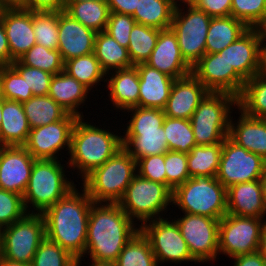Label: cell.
<instances>
[{"instance_id":"cell-1","label":"cell","mask_w":266,"mask_h":266,"mask_svg":"<svg viewBox=\"0 0 266 266\" xmlns=\"http://www.w3.org/2000/svg\"><path fill=\"white\" fill-rule=\"evenodd\" d=\"M118 203H93L90 208L87 240L82 257L92 265L111 266L124 246L140 230Z\"/></svg>"},{"instance_id":"cell-2","label":"cell","mask_w":266,"mask_h":266,"mask_svg":"<svg viewBox=\"0 0 266 266\" xmlns=\"http://www.w3.org/2000/svg\"><path fill=\"white\" fill-rule=\"evenodd\" d=\"M93 203L84 188L82 193L73 188L42 213L46 237L78 260L83 259L85 252L89 213Z\"/></svg>"},{"instance_id":"cell-3","label":"cell","mask_w":266,"mask_h":266,"mask_svg":"<svg viewBox=\"0 0 266 266\" xmlns=\"http://www.w3.org/2000/svg\"><path fill=\"white\" fill-rule=\"evenodd\" d=\"M83 121V117H78L73 127L67 168H77L84 179L123 146L121 135Z\"/></svg>"},{"instance_id":"cell-4","label":"cell","mask_w":266,"mask_h":266,"mask_svg":"<svg viewBox=\"0 0 266 266\" xmlns=\"http://www.w3.org/2000/svg\"><path fill=\"white\" fill-rule=\"evenodd\" d=\"M137 173L136 161L122 147L81 181L94 203H118Z\"/></svg>"},{"instance_id":"cell-5","label":"cell","mask_w":266,"mask_h":266,"mask_svg":"<svg viewBox=\"0 0 266 266\" xmlns=\"http://www.w3.org/2000/svg\"><path fill=\"white\" fill-rule=\"evenodd\" d=\"M60 161L35 159L28 186L23 194L28 213L42 214L76 187L74 182L66 177L63 170L65 164L62 165ZM28 206L36 211L33 209L28 211L30 209Z\"/></svg>"},{"instance_id":"cell-6","label":"cell","mask_w":266,"mask_h":266,"mask_svg":"<svg viewBox=\"0 0 266 266\" xmlns=\"http://www.w3.org/2000/svg\"><path fill=\"white\" fill-rule=\"evenodd\" d=\"M227 189L216 177H193L172 191V205L182 213L220 220L227 214Z\"/></svg>"},{"instance_id":"cell-7","label":"cell","mask_w":266,"mask_h":266,"mask_svg":"<svg viewBox=\"0 0 266 266\" xmlns=\"http://www.w3.org/2000/svg\"><path fill=\"white\" fill-rule=\"evenodd\" d=\"M237 98L229 93L208 92L190 118L196 145L222 143L228 136L232 106Z\"/></svg>"},{"instance_id":"cell-8","label":"cell","mask_w":266,"mask_h":266,"mask_svg":"<svg viewBox=\"0 0 266 266\" xmlns=\"http://www.w3.org/2000/svg\"><path fill=\"white\" fill-rule=\"evenodd\" d=\"M172 203V191L160 182H154L135 174L123 198L118 202L121 209L134 222L141 225L151 220L163 218V211Z\"/></svg>"},{"instance_id":"cell-9","label":"cell","mask_w":266,"mask_h":266,"mask_svg":"<svg viewBox=\"0 0 266 266\" xmlns=\"http://www.w3.org/2000/svg\"><path fill=\"white\" fill-rule=\"evenodd\" d=\"M45 237V221L42 214L28 213L22 219L2 229L0 256L31 265Z\"/></svg>"},{"instance_id":"cell-10","label":"cell","mask_w":266,"mask_h":266,"mask_svg":"<svg viewBox=\"0 0 266 266\" xmlns=\"http://www.w3.org/2000/svg\"><path fill=\"white\" fill-rule=\"evenodd\" d=\"M185 7L175 9L171 29L177 36L183 59L192 68L206 53V37L212 17L195 6ZM183 10H187L186 13Z\"/></svg>"},{"instance_id":"cell-11","label":"cell","mask_w":266,"mask_h":266,"mask_svg":"<svg viewBox=\"0 0 266 266\" xmlns=\"http://www.w3.org/2000/svg\"><path fill=\"white\" fill-rule=\"evenodd\" d=\"M264 218L226 214L219 222L218 251L229 258L258 251Z\"/></svg>"},{"instance_id":"cell-12","label":"cell","mask_w":266,"mask_h":266,"mask_svg":"<svg viewBox=\"0 0 266 266\" xmlns=\"http://www.w3.org/2000/svg\"><path fill=\"white\" fill-rule=\"evenodd\" d=\"M265 172L266 160L247 151L228 136L225 138L216 178L226 189L237 183L259 180Z\"/></svg>"},{"instance_id":"cell-13","label":"cell","mask_w":266,"mask_h":266,"mask_svg":"<svg viewBox=\"0 0 266 266\" xmlns=\"http://www.w3.org/2000/svg\"><path fill=\"white\" fill-rule=\"evenodd\" d=\"M140 231L148 239L158 264L165 262H197L192 256L177 223L159 218L141 225Z\"/></svg>"},{"instance_id":"cell-14","label":"cell","mask_w":266,"mask_h":266,"mask_svg":"<svg viewBox=\"0 0 266 266\" xmlns=\"http://www.w3.org/2000/svg\"><path fill=\"white\" fill-rule=\"evenodd\" d=\"M182 237L187 243L191 256L197 263L216 261L219 256V222L203 215L184 213L174 219Z\"/></svg>"},{"instance_id":"cell-15","label":"cell","mask_w":266,"mask_h":266,"mask_svg":"<svg viewBox=\"0 0 266 266\" xmlns=\"http://www.w3.org/2000/svg\"><path fill=\"white\" fill-rule=\"evenodd\" d=\"M78 117L68 114L63 120L30 129L27 143L24 147L35 159H54L60 150L71 147V135Z\"/></svg>"},{"instance_id":"cell-16","label":"cell","mask_w":266,"mask_h":266,"mask_svg":"<svg viewBox=\"0 0 266 266\" xmlns=\"http://www.w3.org/2000/svg\"><path fill=\"white\" fill-rule=\"evenodd\" d=\"M191 73L209 92L229 93L236 98L246 82L218 53H205L192 67Z\"/></svg>"},{"instance_id":"cell-17","label":"cell","mask_w":266,"mask_h":266,"mask_svg":"<svg viewBox=\"0 0 266 266\" xmlns=\"http://www.w3.org/2000/svg\"><path fill=\"white\" fill-rule=\"evenodd\" d=\"M34 162L24 146H0V188L23 196Z\"/></svg>"},{"instance_id":"cell-18","label":"cell","mask_w":266,"mask_h":266,"mask_svg":"<svg viewBox=\"0 0 266 266\" xmlns=\"http://www.w3.org/2000/svg\"><path fill=\"white\" fill-rule=\"evenodd\" d=\"M261 43L257 30L249 28L218 54L247 81L260 73Z\"/></svg>"},{"instance_id":"cell-19","label":"cell","mask_w":266,"mask_h":266,"mask_svg":"<svg viewBox=\"0 0 266 266\" xmlns=\"http://www.w3.org/2000/svg\"><path fill=\"white\" fill-rule=\"evenodd\" d=\"M96 34L65 11L58 12V51L64 62L93 53Z\"/></svg>"},{"instance_id":"cell-20","label":"cell","mask_w":266,"mask_h":266,"mask_svg":"<svg viewBox=\"0 0 266 266\" xmlns=\"http://www.w3.org/2000/svg\"><path fill=\"white\" fill-rule=\"evenodd\" d=\"M10 50V64L36 44L33 11L24 8L0 9Z\"/></svg>"},{"instance_id":"cell-21","label":"cell","mask_w":266,"mask_h":266,"mask_svg":"<svg viewBox=\"0 0 266 266\" xmlns=\"http://www.w3.org/2000/svg\"><path fill=\"white\" fill-rule=\"evenodd\" d=\"M146 64L174 79L186 77L192 72L181 55L177 36L171 27L159 31L156 46Z\"/></svg>"},{"instance_id":"cell-22","label":"cell","mask_w":266,"mask_h":266,"mask_svg":"<svg viewBox=\"0 0 266 266\" xmlns=\"http://www.w3.org/2000/svg\"><path fill=\"white\" fill-rule=\"evenodd\" d=\"M208 92L192 73L175 79L166 107L163 109L165 115L170 118L190 120L200 101Z\"/></svg>"},{"instance_id":"cell-23","label":"cell","mask_w":266,"mask_h":266,"mask_svg":"<svg viewBox=\"0 0 266 266\" xmlns=\"http://www.w3.org/2000/svg\"><path fill=\"white\" fill-rule=\"evenodd\" d=\"M227 214L264 218L266 207L260 179L227 188Z\"/></svg>"},{"instance_id":"cell-24","label":"cell","mask_w":266,"mask_h":266,"mask_svg":"<svg viewBox=\"0 0 266 266\" xmlns=\"http://www.w3.org/2000/svg\"><path fill=\"white\" fill-rule=\"evenodd\" d=\"M135 66L139 74V107L164 109L175 79L146 63Z\"/></svg>"},{"instance_id":"cell-25","label":"cell","mask_w":266,"mask_h":266,"mask_svg":"<svg viewBox=\"0 0 266 266\" xmlns=\"http://www.w3.org/2000/svg\"><path fill=\"white\" fill-rule=\"evenodd\" d=\"M240 113L238 122L233 123L230 118L228 137L266 160V119L248 116L242 110Z\"/></svg>"},{"instance_id":"cell-26","label":"cell","mask_w":266,"mask_h":266,"mask_svg":"<svg viewBox=\"0 0 266 266\" xmlns=\"http://www.w3.org/2000/svg\"><path fill=\"white\" fill-rule=\"evenodd\" d=\"M112 74L109 78H106L104 82H107V88L109 90L108 95L113 102V106L117 109L127 110L131 107H139V74L137 67L132 66L125 69H117L114 72L107 73Z\"/></svg>"},{"instance_id":"cell-27","label":"cell","mask_w":266,"mask_h":266,"mask_svg":"<svg viewBox=\"0 0 266 266\" xmlns=\"http://www.w3.org/2000/svg\"><path fill=\"white\" fill-rule=\"evenodd\" d=\"M88 93L89 90L85 86L63 70L52 76L48 96L69 114L84 117L78 110L86 101Z\"/></svg>"},{"instance_id":"cell-28","label":"cell","mask_w":266,"mask_h":266,"mask_svg":"<svg viewBox=\"0 0 266 266\" xmlns=\"http://www.w3.org/2000/svg\"><path fill=\"white\" fill-rule=\"evenodd\" d=\"M30 129L23 104L3 98L0 146H24Z\"/></svg>"},{"instance_id":"cell-29","label":"cell","mask_w":266,"mask_h":266,"mask_svg":"<svg viewBox=\"0 0 266 266\" xmlns=\"http://www.w3.org/2000/svg\"><path fill=\"white\" fill-rule=\"evenodd\" d=\"M124 134L122 146L135 161L169 151L163 126L149 130H126Z\"/></svg>"},{"instance_id":"cell-30","label":"cell","mask_w":266,"mask_h":266,"mask_svg":"<svg viewBox=\"0 0 266 266\" xmlns=\"http://www.w3.org/2000/svg\"><path fill=\"white\" fill-rule=\"evenodd\" d=\"M249 28L233 16L212 17L206 37V53H218L236 41Z\"/></svg>"},{"instance_id":"cell-31","label":"cell","mask_w":266,"mask_h":266,"mask_svg":"<svg viewBox=\"0 0 266 266\" xmlns=\"http://www.w3.org/2000/svg\"><path fill=\"white\" fill-rule=\"evenodd\" d=\"M94 54L106 74L111 72V70L134 66L129 57L128 49L121 46L105 31L97 32L96 34Z\"/></svg>"},{"instance_id":"cell-32","label":"cell","mask_w":266,"mask_h":266,"mask_svg":"<svg viewBox=\"0 0 266 266\" xmlns=\"http://www.w3.org/2000/svg\"><path fill=\"white\" fill-rule=\"evenodd\" d=\"M65 12L85 27L96 32L105 31L110 9L107 1H65Z\"/></svg>"},{"instance_id":"cell-33","label":"cell","mask_w":266,"mask_h":266,"mask_svg":"<svg viewBox=\"0 0 266 266\" xmlns=\"http://www.w3.org/2000/svg\"><path fill=\"white\" fill-rule=\"evenodd\" d=\"M222 143L196 145L187 154V166L190 178L216 177L222 154Z\"/></svg>"},{"instance_id":"cell-34","label":"cell","mask_w":266,"mask_h":266,"mask_svg":"<svg viewBox=\"0 0 266 266\" xmlns=\"http://www.w3.org/2000/svg\"><path fill=\"white\" fill-rule=\"evenodd\" d=\"M31 129L63 120L69 113L50 96H33L22 103Z\"/></svg>"},{"instance_id":"cell-35","label":"cell","mask_w":266,"mask_h":266,"mask_svg":"<svg viewBox=\"0 0 266 266\" xmlns=\"http://www.w3.org/2000/svg\"><path fill=\"white\" fill-rule=\"evenodd\" d=\"M174 11L169 0H138L132 17L136 23L161 30L171 27Z\"/></svg>"},{"instance_id":"cell-36","label":"cell","mask_w":266,"mask_h":266,"mask_svg":"<svg viewBox=\"0 0 266 266\" xmlns=\"http://www.w3.org/2000/svg\"><path fill=\"white\" fill-rule=\"evenodd\" d=\"M237 109L256 118L266 119V77L257 74L247 80L237 98Z\"/></svg>"},{"instance_id":"cell-37","label":"cell","mask_w":266,"mask_h":266,"mask_svg":"<svg viewBox=\"0 0 266 266\" xmlns=\"http://www.w3.org/2000/svg\"><path fill=\"white\" fill-rule=\"evenodd\" d=\"M64 71L77 79L89 91L94 85H98L108 77L101 68L100 62L96 59L94 52L80 57L71 58L64 63Z\"/></svg>"},{"instance_id":"cell-38","label":"cell","mask_w":266,"mask_h":266,"mask_svg":"<svg viewBox=\"0 0 266 266\" xmlns=\"http://www.w3.org/2000/svg\"><path fill=\"white\" fill-rule=\"evenodd\" d=\"M111 266H158L148 239L139 230Z\"/></svg>"},{"instance_id":"cell-39","label":"cell","mask_w":266,"mask_h":266,"mask_svg":"<svg viewBox=\"0 0 266 266\" xmlns=\"http://www.w3.org/2000/svg\"><path fill=\"white\" fill-rule=\"evenodd\" d=\"M160 29L148 27L135 23L130 33L128 54L132 64L135 66L146 63L156 46Z\"/></svg>"},{"instance_id":"cell-40","label":"cell","mask_w":266,"mask_h":266,"mask_svg":"<svg viewBox=\"0 0 266 266\" xmlns=\"http://www.w3.org/2000/svg\"><path fill=\"white\" fill-rule=\"evenodd\" d=\"M163 129L170 151L188 154L196 146L190 120L165 116Z\"/></svg>"},{"instance_id":"cell-41","label":"cell","mask_w":266,"mask_h":266,"mask_svg":"<svg viewBox=\"0 0 266 266\" xmlns=\"http://www.w3.org/2000/svg\"><path fill=\"white\" fill-rule=\"evenodd\" d=\"M23 65L41 69L53 75L64 70V61L58 49L35 44L18 59Z\"/></svg>"},{"instance_id":"cell-42","label":"cell","mask_w":266,"mask_h":266,"mask_svg":"<svg viewBox=\"0 0 266 266\" xmlns=\"http://www.w3.org/2000/svg\"><path fill=\"white\" fill-rule=\"evenodd\" d=\"M33 31L36 44L58 49V12L33 11Z\"/></svg>"},{"instance_id":"cell-43","label":"cell","mask_w":266,"mask_h":266,"mask_svg":"<svg viewBox=\"0 0 266 266\" xmlns=\"http://www.w3.org/2000/svg\"><path fill=\"white\" fill-rule=\"evenodd\" d=\"M77 261L70 252L45 237L34 255L31 266H75Z\"/></svg>"},{"instance_id":"cell-44","label":"cell","mask_w":266,"mask_h":266,"mask_svg":"<svg viewBox=\"0 0 266 266\" xmlns=\"http://www.w3.org/2000/svg\"><path fill=\"white\" fill-rule=\"evenodd\" d=\"M2 97L23 103L33 97L25 79L11 66H0Z\"/></svg>"},{"instance_id":"cell-45","label":"cell","mask_w":266,"mask_h":266,"mask_svg":"<svg viewBox=\"0 0 266 266\" xmlns=\"http://www.w3.org/2000/svg\"><path fill=\"white\" fill-rule=\"evenodd\" d=\"M28 214L23 196L0 188V227L5 228Z\"/></svg>"},{"instance_id":"cell-46","label":"cell","mask_w":266,"mask_h":266,"mask_svg":"<svg viewBox=\"0 0 266 266\" xmlns=\"http://www.w3.org/2000/svg\"><path fill=\"white\" fill-rule=\"evenodd\" d=\"M266 14V0H232L231 16L255 28Z\"/></svg>"},{"instance_id":"cell-47","label":"cell","mask_w":266,"mask_h":266,"mask_svg":"<svg viewBox=\"0 0 266 266\" xmlns=\"http://www.w3.org/2000/svg\"><path fill=\"white\" fill-rule=\"evenodd\" d=\"M127 112L132 117L128 121L126 130H149L163 126L165 113L163 109L149 107H131Z\"/></svg>"},{"instance_id":"cell-48","label":"cell","mask_w":266,"mask_h":266,"mask_svg":"<svg viewBox=\"0 0 266 266\" xmlns=\"http://www.w3.org/2000/svg\"><path fill=\"white\" fill-rule=\"evenodd\" d=\"M26 81L33 96L48 95L53 74L38 68L25 66L19 60L10 64Z\"/></svg>"},{"instance_id":"cell-49","label":"cell","mask_w":266,"mask_h":266,"mask_svg":"<svg viewBox=\"0 0 266 266\" xmlns=\"http://www.w3.org/2000/svg\"><path fill=\"white\" fill-rule=\"evenodd\" d=\"M165 169L167 187L173 191L190 178L187 166V154L170 150L167 151L165 153Z\"/></svg>"},{"instance_id":"cell-50","label":"cell","mask_w":266,"mask_h":266,"mask_svg":"<svg viewBox=\"0 0 266 266\" xmlns=\"http://www.w3.org/2000/svg\"><path fill=\"white\" fill-rule=\"evenodd\" d=\"M136 21L132 15L110 12L105 32L113 37L121 46L128 48L130 33Z\"/></svg>"},{"instance_id":"cell-51","label":"cell","mask_w":266,"mask_h":266,"mask_svg":"<svg viewBox=\"0 0 266 266\" xmlns=\"http://www.w3.org/2000/svg\"><path fill=\"white\" fill-rule=\"evenodd\" d=\"M136 171L147 180L160 182L167 186L165 154L153 155L136 161Z\"/></svg>"},{"instance_id":"cell-52","label":"cell","mask_w":266,"mask_h":266,"mask_svg":"<svg viewBox=\"0 0 266 266\" xmlns=\"http://www.w3.org/2000/svg\"><path fill=\"white\" fill-rule=\"evenodd\" d=\"M194 6L210 17H227L231 16L232 0H196Z\"/></svg>"},{"instance_id":"cell-53","label":"cell","mask_w":266,"mask_h":266,"mask_svg":"<svg viewBox=\"0 0 266 266\" xmlns=\"http://www.w3.org/2000/svg\"><path fill=\"white\" fill-rule=\"evenodd\" d=\"M65 0H27V10L31 11H64Z\"/></svg>"},{"instance_id":"cell-54","label":"cell","mask_w":266,"mask_h":266,"mask_svg":"<svg viewBox=\"0 0 266 266\" xmlns=\"http://www.w3.org/2000/svg\"><path fill=\"white\" fill-rule=\"evenodd\" d=\"M110 12H115L119 14L133 15L138 0H107Z\"/></svg>"},{"instance_id":"cell-55","label":"cell","mask_w":266,"mask_h":266,"mask_svg":"<svg viewBox=\"0 0 266 266\" xmlns=\"http://www.w3.org/2000/svg\"><path fill=\"white\" fill-rule=\"evenodd\" d=\"M234 266H266V260L257 251L233 257Z\"/></svg>"},{"instance_id":"cell-56","label":"cell","mask_w":266,"mask_h":266,"mask_svg":"<svg viewBox=\"0 0 266 266\" xmlns=\"http://www.w3.org/2000/svg\"><path fill=\"white\" fill-rule=\"evenodd\" d=\"M10 65V50L4 25L0 19V66Z\"/></svg>"},{"instance_id":"cell-57","label":"cell","mask_w":266,"mask_h":266,"mask_svg":"<svg viewBox=\"0 0 266 266\" xmlns=\"http://www.w3.org/2000/svg\"><path fill=\"white\" fill-rule=\"evenodd\" d=\"M27 9V0H0V9Z\"/></svg>"},{"instance_id":"cell-58","label":"cell","mask_w":266,"mask_h":266,"mask_svg":"<svg viewBox=\"0 0 266 266\" xmlns=\"http://www.w3.org/2000/svg\"><path fill=\"white\" fill-rule=\"evenodd\" d=\"M258 252L266 260V221L263 226L261 237L259 240Z\"/></svg>"},{"instance_id":"cell-59","label":"cell","mask_w":266,"mask_h":266,"mask_svg":"<svg viewBox=\"0 0 266 266\" xmlns=\"http://www.w3.org/2000/svg\"><path fill=\"white\" fill-rule=\"evenodd\" d=\"M259 34V38L262 43L266 42V14L264 15L262 21L255 27Z\"/></svg>"},{"instance_id":"cell-60","label":"cell","mask_w":266,"mask_h":266,"mask_svg":"<svg viewBox=\"0 0 266 266\" xmlns=\"http://www.w3.org/2000/svg\"><path fill=\"white\" fill-rule=\"evenodd\" d=\"M260 74L266 77V43H261Z\"/></svg>"},{"instance_id":"cell-61","label":"cell","mask_w":266,"mask_h":266,"mask_svg":"<svg viewBox=\"0 0 266 266\" xmlns=\"http://www.w3.org/2000/svg\"><path fill=\"white\" fill-rule=\"evenodd\" d=\"M0 266H31V265L11 261L0 256Z\"/></svg>"},{"instance_id":"cell-62","label":"cell","mask_w":266,"mask_h":266,"mask_svg":"<svg viewBox=\"0 0 266 266\" xmlns=\"http://www.w3.org/2000/svg\"><path fill=\"white\" fill-rule=\"evenodd\" d=\"M175 9L181 7L179 2L184 3L186 6H194L196 0H169Z\"/></svg>"},{"instance_id":"cell-63","label":"cell","mask_w":266,"mask_h":266,"mask_svg":"<svg viewBox=\"0 0 266 266\" xmlns=\"http://www.w3.org/2000/svg\"><path fill=\"white\" fill-rule=\"evenodd\" d=\"M260 181H261V184H262L263 199H264V204H265V207H266V172L264 173V175L262 176Z\"/></svg>"},{"instance_id":"cell-64","label":"cell","mask_w":266,"mask_h":266,"mask_svg":"<svg viewBox=\"0 0 266 266\" xmlns=\"http://www.w3.org/2000/svg\"><path fill=\"white\" fill-rule=\"evenodd\" d=\"M2 108H3V99H0V125L2 121Z\"/></svg>"},{"instance_id":"cell-65","label":"cell","mask_w":266,"mask_h":266,"mask_svg":"<svg viewBox=\"0 0 266 266\" xmlns=\"http://www.w3.org/2000/svg\"><path fill=\"white\" fill-rule=\"evenodd\" d=\"M82 262H81V260H78L77 262H76V264H75V266H81L80 264H81ZM88 266H103V265H88Z\"/></svg>"},{"instance_id":"cell-66","label":"cell","mask_w":266,"mask_h":266,"mask_svg":"<svg viewBox=\"0 0 266 266\" xmlns=\"http://www.w3.org/2000/svg\"><path fill=\"white\" fill-rule=\"evenodd\" d=\"M2 229L3 228L0 227V250H1V245H2Z\"/></svg>"},{"instance_id":"cell-67","label":"cell","mask_w":266,"mask_h":266,"mask_svg":"<svg viewBox=\"0 0 266 266\" xmlns=\"http://www.w3.org/2000/svg\"><path fill=\"white\" fill-rule=\"evenodd\" d=\"M65 1H87V0H65ZM94 1H107V0H94Z\"/></svg>"},{"instance_id":"cell-68","label":"cell","mask_w":266,"mask_h":266,"mask_svg":"<svg viewBox=\"0 0 266 266\" xmlns=\"http://www.w3.org/2000/svg\"><path fill=\"white\" fill-rule=\"evenodd\" d=\"M0 99H3V97H2V89H1V79H0Z\"/></svg>"}]
</instances>
